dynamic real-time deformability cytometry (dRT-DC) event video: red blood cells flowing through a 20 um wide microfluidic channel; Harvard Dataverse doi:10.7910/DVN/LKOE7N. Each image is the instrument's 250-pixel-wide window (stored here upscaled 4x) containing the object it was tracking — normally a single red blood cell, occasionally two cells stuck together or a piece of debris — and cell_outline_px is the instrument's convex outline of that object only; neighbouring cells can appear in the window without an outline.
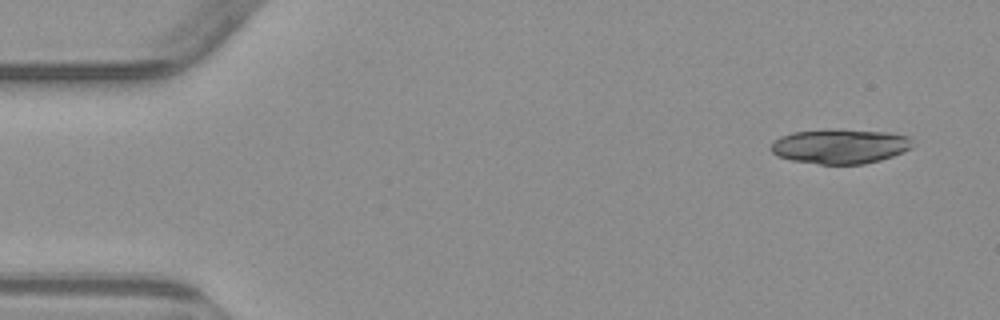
{"species": "common noctule bat (a hibernating species)", "species_latin": "Nyctalus noctula", "temperature_condition": "warm", "stored_images_in_passage": 6, "segment_of_instrument_passage": [1, 2], "camera_frame_rate_fps": 3000, "um_per_image_px": 0.085, "animal": {"sex": "male", "body_mass_g": 23.1, "forearm_length_mm": 52.7}, "frame": {"image": 1, "passage_image": 1, "time_ms": 0.0, "image_size_px": [1000, 320], "cell_outline_px": [[912, 148], [892, 156], [880, 160], [864, 164], [820, 164], [792, 160], [776, 156], [772, 152], [772, 140], [780, 136], [792, 132], [828, 128], [888, 132], [912, 136]], "centroid_in_image_um": [71.4, 12.41], "position_along_channel_um": 13.6, "area_um2": 29.02}}